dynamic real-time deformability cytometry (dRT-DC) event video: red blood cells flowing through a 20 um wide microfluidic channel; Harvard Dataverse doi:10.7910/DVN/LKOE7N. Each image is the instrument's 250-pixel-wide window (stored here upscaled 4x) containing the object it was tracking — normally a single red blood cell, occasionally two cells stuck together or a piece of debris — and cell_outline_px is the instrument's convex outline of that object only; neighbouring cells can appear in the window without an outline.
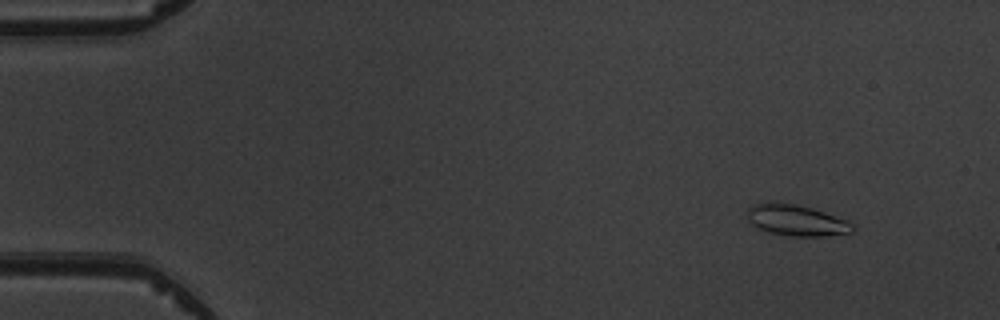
{"species": "common noctule bat (a hibernating species)", "species_latin": "Nyctalus noctula", "temperature_condition": "warm", "stored_images_in_passage": 4, "camera_frame_rate_fps": 3000, "um_per_image_px": 0.085, "animal": {"sex": "male", "body_mass_g": 19.5, "forearm_length_mm": 54.6}, "frame": {"image": 1, "passage_image": 1, "time_ms": 0.0, "image_size_px": [1000, 320], "cell_outline_px": [[856, 228], [852, 232], [824, 236], [788, 236], [768, 232], [756, 228], [748, 220], [748, 208], [752, 204], [796, 204], [812, 208], [848, 220], [856, 224]], "centroid_in_image_um": [67.75, 18.76], "position_along_channel_um": 17.3, "area_um2": 18.96}}
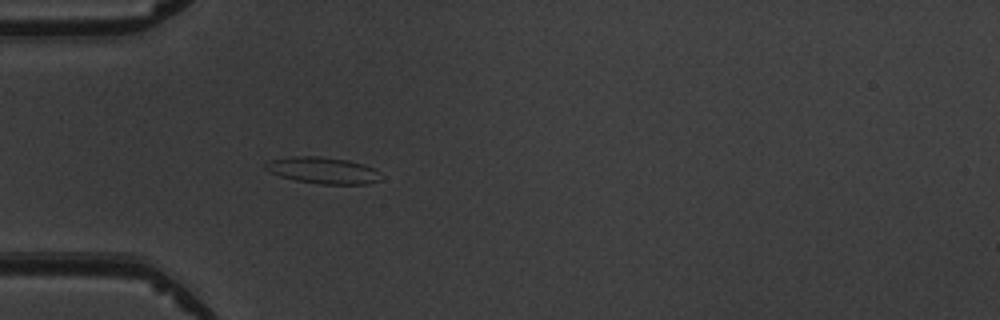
{"frame": {"image": 2, "passage_image": 4, "time_ms": 3.667, "image_size_px": [1000, 320], "cell_outline_px": [[384, 180], [368, 184], [320, 184], [296, 180], [280, 176], [268, 172], [264, 168], [264, 164], [272, 160], [292, 156], [320, 156], [348, 160], [364, 164], [380, 172]], "centroid_in_image_um": [27.49, 14.49], "position_along_channel_um": 57.5, "area_um2": 18.03}}